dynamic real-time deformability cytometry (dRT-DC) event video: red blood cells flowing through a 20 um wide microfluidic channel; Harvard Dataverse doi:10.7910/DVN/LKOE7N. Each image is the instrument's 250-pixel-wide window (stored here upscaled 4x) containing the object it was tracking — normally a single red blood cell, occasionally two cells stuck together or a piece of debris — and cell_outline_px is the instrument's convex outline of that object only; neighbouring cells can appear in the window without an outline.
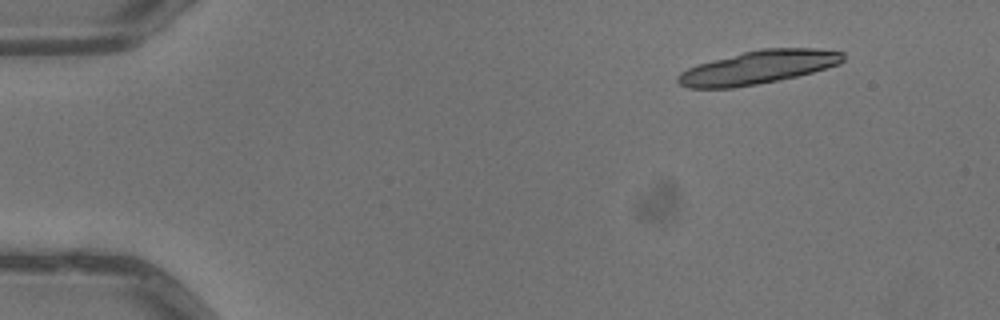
{"species": "common noctule bat (a hibernating species)", "species_latin": "Nyctalus noctula", "temperature_condition": "warm", "stored_images_in_passage": 6, "camera_frame_rate_fps": 3000, "um_per_image_px": 0.085, "animal": {"sex": "male", "body_mass_g": 13.3}, "frame": {"image": 1, "passage_image": 2, "time_ms": 0.333, "image_size_px": [1000, 320], "cell_outline_px": [[844, 60], [840, 64], [812, 72], [796, 76], [756, 84], [732, 88], [688, 88], [680, 84], [676, 80], [676, 76], [680, 72], [688, 68], [712, 60], [760, 48], [816, 48], [844, 52]], "centroid_in_image_um": [64.45, 5.72], "position_along_channel_um": 20.6, "area_um2": 31.91}}